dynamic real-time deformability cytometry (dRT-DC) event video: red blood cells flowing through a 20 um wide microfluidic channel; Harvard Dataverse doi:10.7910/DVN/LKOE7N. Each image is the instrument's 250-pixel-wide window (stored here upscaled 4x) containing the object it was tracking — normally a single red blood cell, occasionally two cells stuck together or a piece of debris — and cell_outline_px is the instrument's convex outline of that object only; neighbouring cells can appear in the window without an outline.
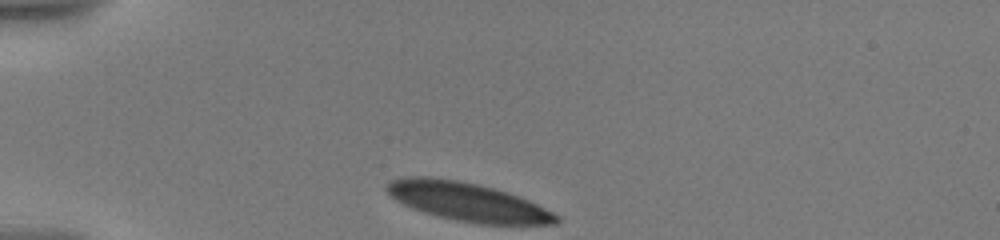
{"species": "human", "species_latin": "Homo sapiens", "temperature_condition": "warm", "stored_images_in_passage": 10, "camera_frame_rate_fps": 3000, "um_per_image_px": 0.085, "donor": {"sex": "male"}, "frame": {"image": 1, "passage_image": 1, "time_ms": 0.0, "image_size_px": [1000, 240], "cell_outline_px": [[560, 220], [556, 224], [476, 224], [436, 216], [412, 208], [396, 200], [384, 188], [392, 180], [404, 176], [428, 176], [456, 180], [480, 184], [508, 192], [520, 196], [560, 216]], "centroid_in_image_um": [39.74, 17.15], "position_along_channel_um": 45.3, "area_um2": 38.09}}